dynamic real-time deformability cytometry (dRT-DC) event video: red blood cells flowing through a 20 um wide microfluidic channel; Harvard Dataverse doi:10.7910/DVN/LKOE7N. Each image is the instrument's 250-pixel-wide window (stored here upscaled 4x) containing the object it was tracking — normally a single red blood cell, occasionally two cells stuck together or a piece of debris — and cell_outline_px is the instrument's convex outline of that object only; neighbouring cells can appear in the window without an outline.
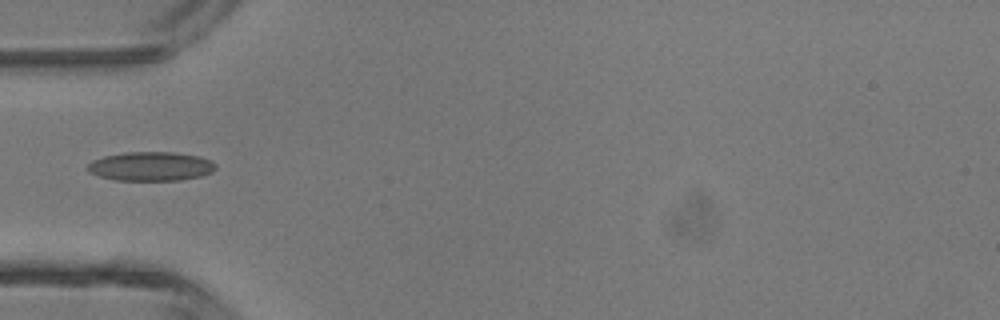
{"species": "common noctule bat (a hibernating species)", "species_latin": "Nyctalus noctula", "temperature_condition": "room temperature", "stored_images_in_passage": 1, "camera_frame_rate_fps": 3000, "um_per_image_px": 0.085, "animal": {"sex": "male", "body_mass_g": 13.3}, "frame": {"image": 1, "passage_image": 1, "time_ms": 0.0, "image_size_px": [1000, 320], "cell_outline_px": [[216, 168], [212, 172], [200, 176], [180, 180], [116, 180], [100, 176], [88, 172], [88, 164], [92, 160], [104, 156], [124, 152], [176, 152], [200, 156], [212, 160], [216, 164]], "centroid_in_image_um": [12.85, 14.13], "position_along_channel_um": 72.2, "area_um2": 21.79}}